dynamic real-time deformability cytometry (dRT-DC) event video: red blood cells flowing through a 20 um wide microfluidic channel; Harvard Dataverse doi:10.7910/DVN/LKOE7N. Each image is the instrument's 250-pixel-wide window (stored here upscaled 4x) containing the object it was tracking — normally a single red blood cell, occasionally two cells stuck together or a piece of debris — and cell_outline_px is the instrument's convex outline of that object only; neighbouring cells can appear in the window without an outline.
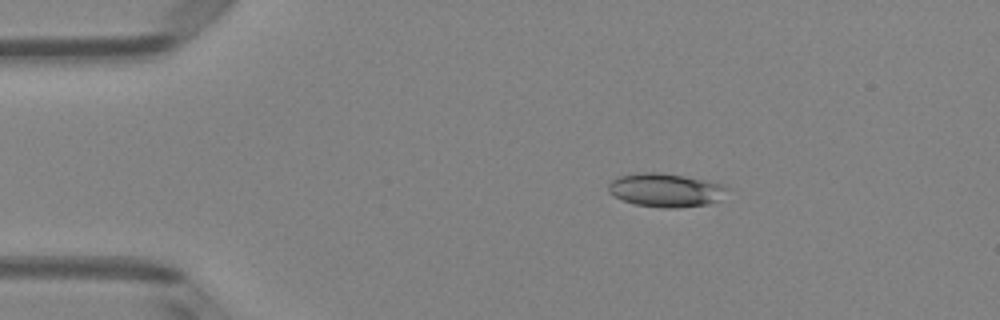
{"species": "Egyptian fruit bat (a non-hibernating species)", "species_latin": "Rousettus aegyptiacus", "temperature_condition": "room temperature", "stored_images_in_passage": 43, "camera_frame_rate_fps": 3000, "um_per_image_px": 0.085, "animal": {"sex": "female"}, "frame": {"image": 1, "passage_image": 2, "time_ms": 0.333, "image_size_px": [1000, 320], "cell_outline_px": [[728, 188], [720, 200], [708, 204], [680, 208], [664, 208], [636, 204], [624, 200], [608, 192], [608, 184], [616, 176], [636, 172], [656, 172], [684, 176], [724, 184]], "centroid_in_image_um": [56.57, 16.15], "position_along_channel_um": 28.4, "area_um2": 23.29}}
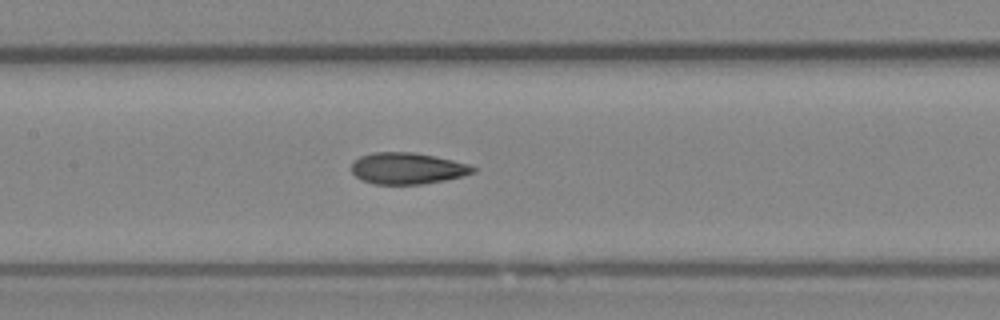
{"frame": {"image": 2, "passage_image": 17, "time_ms": 5.333, "image_size_px": [1000, 320], "cell_outline_px": [[476, 172], [464, 176], [424, 184], [376, 184], [360, 180], [352, 172], [352, 164], [360, 156], [372, 152], [412, 152], [452, 160], [468, 164], [476, 168]], "centroid_in_image_um": [34.63, 14.32], "position_along_channel_um": 172.8, "area_um2": 22.2}}
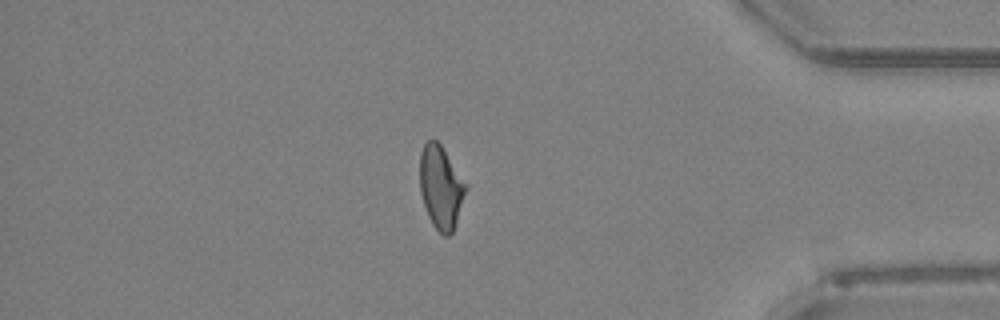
{"frame": {"image": 3, "passage_image": 36, "time_ms": 11.667, "image_size_px": [1000, 320], "cell_outline_px": [[468, 188], [452, 232], [448, 236], [444, 236], [432, 224], [428, 216], [420, 192], [420, 152], [424, 144], [428, 140], [436, 140], [440, 144], [468, 184]], "centroid_in_image_um": [37.48, 15.9], "position_along_channel_um": 397.7, "area_um2": 22.2}, "authors_computed_cell_mechanics": {"area_um2": 22.5998, "velocity_mm_per_s": 4.0744, "shape_relaxation_time_tau1_ms": 5.0778, "shape_relaxation_time_tau2_ms": 2.0117, "deformation_change_tau1": 0.1598, "deformation_change_tau2": 0.095}}